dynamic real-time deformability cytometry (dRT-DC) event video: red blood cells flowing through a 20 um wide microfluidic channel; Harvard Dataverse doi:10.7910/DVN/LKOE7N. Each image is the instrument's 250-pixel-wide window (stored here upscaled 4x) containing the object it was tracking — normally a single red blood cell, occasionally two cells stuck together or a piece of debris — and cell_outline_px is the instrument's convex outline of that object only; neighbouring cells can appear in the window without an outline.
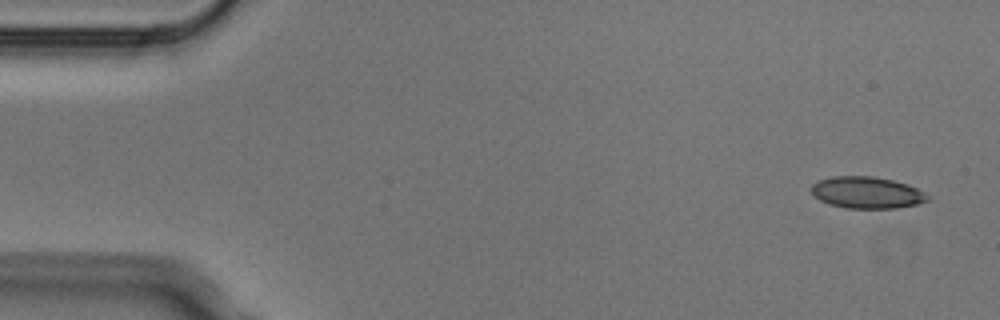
{"species": "Egyptian fruit bat (a non-hibernating species)", "species_latin": "Rousettus aegyptiacus", "temperature_condition": "cold", "stored_images_in_passage": 4, "camera_frame_rate_fps": 3000, "um_per_image_px": 0.085, "animal": {"sex": "male"}, "frame": {"image": 1, "passage_image": 1, "time_ms": 0.0, "image_size_px": [1000, 320], "cell_outline_px": [[928, 200], [916, 204], [896, 208], [844, 208], [828, 204], [812, 196], [812, 184], [816, 180], [832, 176], [872, 176], [892, 180], [908, 184], [924, 192], [928, 196]], "centroid_in_image_um": [73.63, 16.36], "position_along_channel_um": 11.4, "area_um2": 21.56}}
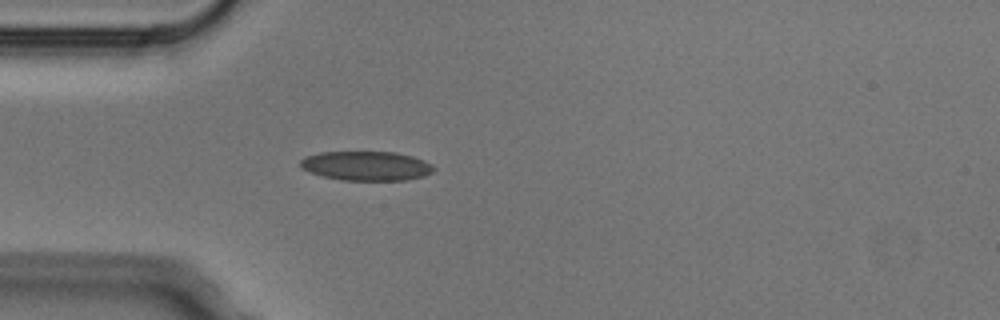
{"frame": {"image": 2, "passage_image": 4, "time_ms": 1.0, "image_size_px": [1000, 320], "cell_outline_px": [[436, 168], [432, 172], [424, 176], [408, 180], [340, 180], [324, 176], [300, 168], [300, 160], [304, 156], [320, 152], [396, 152], [412, 156], [424, 160], [432, 164]], "centroid_in_image_um": [31.15, 14.09], "position_along_channel_um": 53.8, "area_um2": 22.89}}